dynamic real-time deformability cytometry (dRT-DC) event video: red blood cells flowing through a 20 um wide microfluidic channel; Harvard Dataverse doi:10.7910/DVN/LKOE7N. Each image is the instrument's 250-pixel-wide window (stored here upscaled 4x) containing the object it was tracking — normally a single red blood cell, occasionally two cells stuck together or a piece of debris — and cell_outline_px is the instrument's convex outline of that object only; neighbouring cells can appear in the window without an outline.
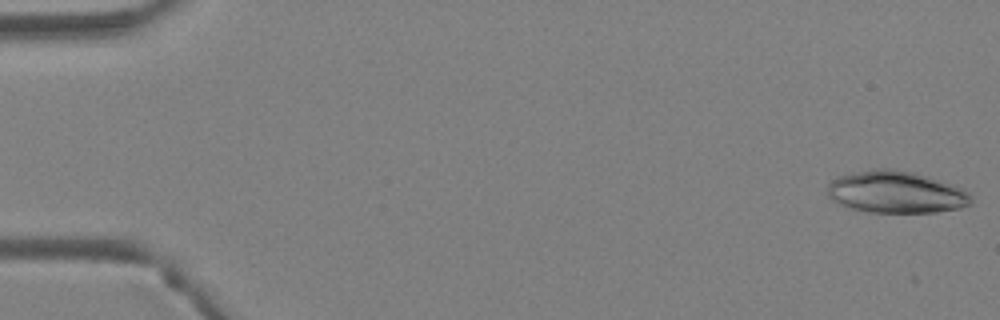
{"species": "Egyptian fruit bat (a non-hibernating species)", "species_latin": "Rousettus aegyptiacus", "temperature_condition": "warm", "stored_images_in_passage": 3, "camera_frame_rate_fps": 3000, "um_per_image_px": 0.085, "animal": {"sex": "female"}, "frame": {"image": 1, "passage_image": 1, "time_ms": 0.0, "image_size_px": [1000, 320], "cell_outline_px": [[972, 204], [960, 208], [936, 212], [868, 212], [848, 208], [836, 204], [828, 196], [828, 184], [836, 176], [872, 168], [892, 168], [912, 172], [956, 184], [964, 188], [972, 196]], "centroid_in_image_um": [76.17, 16.32], "position_along_channel_um": 8.8, "area_um2": 35.78}}